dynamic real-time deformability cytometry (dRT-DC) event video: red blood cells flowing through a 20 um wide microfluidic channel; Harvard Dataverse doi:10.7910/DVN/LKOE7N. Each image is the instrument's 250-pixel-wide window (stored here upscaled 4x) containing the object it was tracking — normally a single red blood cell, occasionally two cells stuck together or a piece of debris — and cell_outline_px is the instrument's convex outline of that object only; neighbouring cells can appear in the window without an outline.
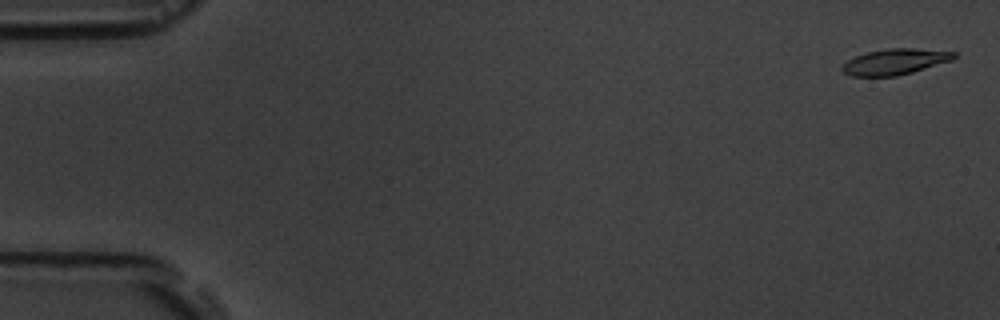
{"species": "common noctule bat (a hibernating species)", "species_latin": "Nyctalus noctula", "temperature_condition": "room temperature", "stored_images_in_passage": 6, "camera_frame_rate_fps": 3000, "um_per_image_px": 0.085, "animal": {"sex": "male", "body_mass_g": 19.5, "forearm_length_mm": 54.6}, "frame": {"image": 1, "passage_image": 1, "time_ms": 0.0, "image_size_px": [1000, 320], "cell_outline_px": [[956, 56], [952, 60], [912, 72], [896, 76], [852, 76], [844, 72], [840, 68], [848, 60], [856, 56], [868, 52], [888, 48], [916, 48], [956, 52]], "centroid_in_image_um": [76.08, 5.24], "position_along_channel_um": 8.9, "area_um2": 16.65}}